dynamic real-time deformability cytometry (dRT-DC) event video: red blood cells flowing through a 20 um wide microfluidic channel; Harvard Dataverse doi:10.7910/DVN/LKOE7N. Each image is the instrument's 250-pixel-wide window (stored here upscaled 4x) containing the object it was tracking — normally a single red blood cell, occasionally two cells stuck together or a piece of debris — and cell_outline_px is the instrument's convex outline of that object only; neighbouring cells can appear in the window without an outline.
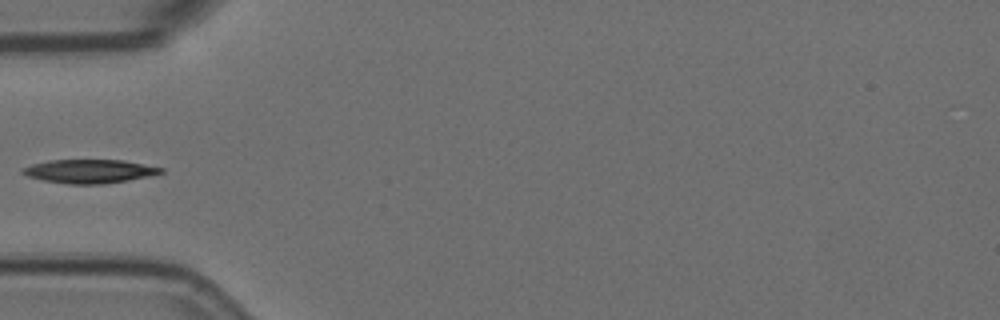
{"species": "Egyptian fruit bat (a non-hibernating species)", "species_latin": "Rousettus aegyptiacus", "temperature_condition": "room temperature", "stored_images_in_passage": 6, "camera_frame_rate_fps": 3000, "um_per_image_px": 0.085, "animal": {"sex": "female"}, "frame": {"image": 1, "passage_image": 6, "time_ms": 1.667, "image_size_px": [1000, 320], "cell_outline_px": [[164, 172], [152, 176], [104, 184], [68, 184], [44, 180], [28, 176], [20, 172], [20, 168], [32, 164], [48, 160], [124, 160], [164, 168]], "centroid_in_image_um": [7.61, 14.55], "position_along_channel_um": 77.4, "area_um2": 19.19}}